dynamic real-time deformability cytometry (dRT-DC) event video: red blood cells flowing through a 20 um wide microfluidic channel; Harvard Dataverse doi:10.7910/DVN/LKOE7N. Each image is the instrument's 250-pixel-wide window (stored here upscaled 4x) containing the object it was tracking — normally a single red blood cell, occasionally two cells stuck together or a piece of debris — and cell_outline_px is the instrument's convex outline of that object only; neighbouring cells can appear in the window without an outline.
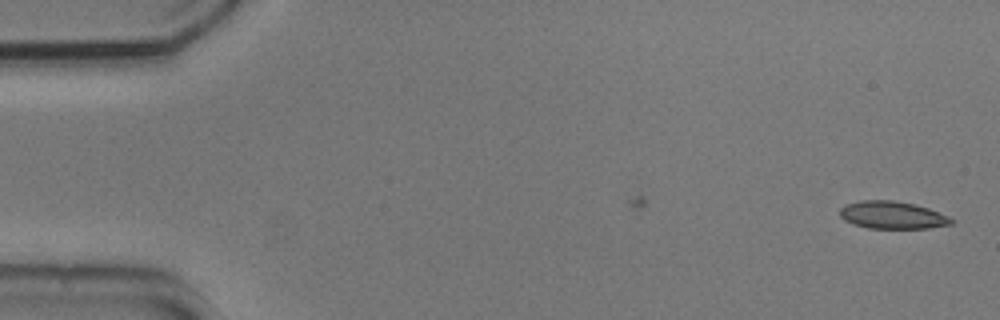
{"species": "common noctule bat (a hibernating species)", "species_latin": "Nyctalus noctula", "temperature_condition": "cold", "stored_images_in_passage": 47, "camera_frame_rate_fps": 3000, "um_per_image_px": 0.085, "animal": {"sex": "male", "body_mass_g": 20.5, "forearm_length_mm": 52.5}, "frame": {"image": 1, "passage_image": 1, "time_ms": 0.0, "image_size_px": [1000, 320], "cell_outline_px": [[956, 220], [952, 224], [928, 228], [868, 228], [852, 224], [844, 220], [840, 216], [840, 208], [844, 204], [860, 200], [892, 200], [916, 204], [928, 208], [948, 216]], "centroid_in_image_um": [75.83, 18.27], "position_along_channel_um": 9.2, "area_um2": 18.03}}
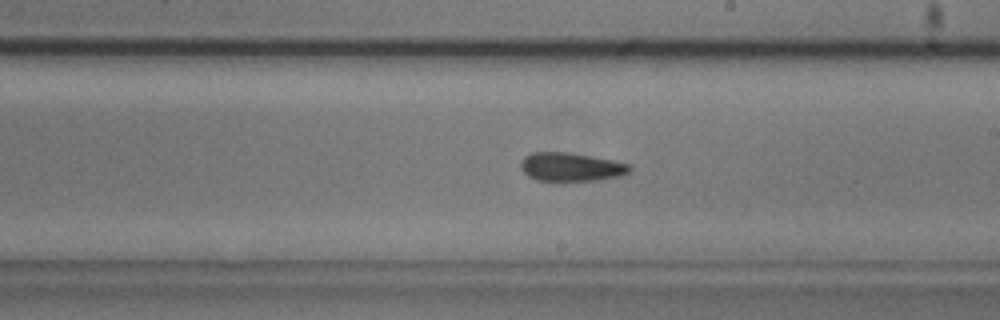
{"frame": {"image": 2, "passage_image": 30, "time_ms": 9.667, "image_size_px": [1000, 320], "cell_outline_px": [[632, 168], [628, 172], [620, 176], [600, 180], [564, 184], [560, 184], [536, 180], [528, 176], [520, 168], [520, 164], [524, 156], [532, 152], [568, 152], [612, 160], [632, 164]], "centroid_in_image_um": [48.51, 14.24], "position_along_channel_um": 240.5, "area_um2": 19.07}}
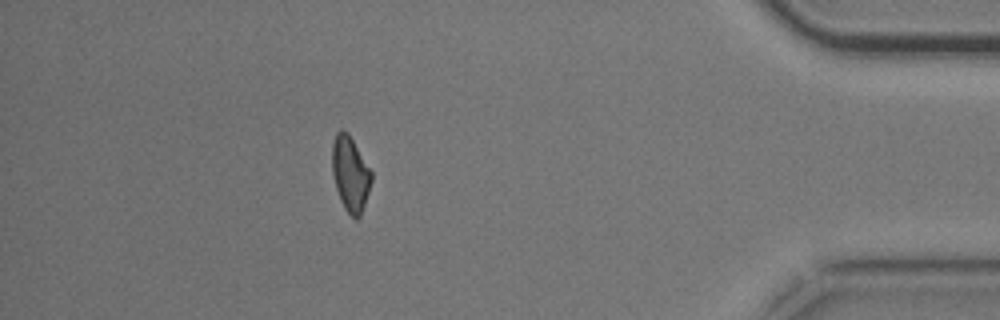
{"frame": {"image": 3, "passage_image": 47, "time_ms": 15.333, "image_size_px": [1000, 320], "cell_outline_px": [[372, 180], [360, 216], [356, 220], [344, 208], [340, 200], [336, 188], [332, 172], [332, 144], [336, 132], [340, 128], [348, 132], [372, 172]], "centroid_in_image_um": [29.76, 14.75], "position_along_channel_um": 405.4, "area_um2": 17.11}, "authors_computed_cell_mechanics": {"area_um2": 18.3226, "velocity_mm_per_s": 3.7498, "shape_relaxation_time_tau1_ms": 3.3242, "shape_relaxation_time_tau2_ms": 5.0586, "deformation_change_tau1": 0.1094, "deformation_change_tau2": 0.1273}}